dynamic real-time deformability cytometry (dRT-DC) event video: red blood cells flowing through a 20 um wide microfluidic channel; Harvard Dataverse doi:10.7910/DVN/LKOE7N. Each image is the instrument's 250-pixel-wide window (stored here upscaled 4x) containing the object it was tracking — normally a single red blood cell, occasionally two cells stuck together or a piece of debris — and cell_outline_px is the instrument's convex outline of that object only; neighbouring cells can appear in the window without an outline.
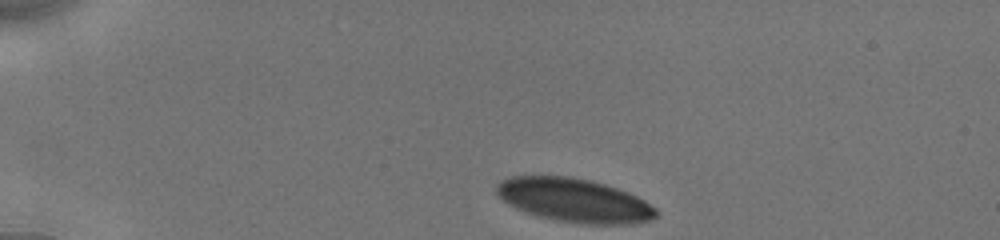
{"species": "human", "species_latin": "Homo sapiens", "temperature_condition": "cold", "stored_images_in_passage": 12, "camera_frame_rate_fps": 3000, "um_per_image_px": 0.085, "donor": {"sex": "male"}, "frame": {"image": 1, "passage_image": 1, "time_ms": 0.0, "image_size_px": [1000, 240], "cell_outline_px": [[660, 212], [656, 216], [648, 220], [632, 224], [588, 224], [556, 220], [540, 216], [516, 208], [508, 204], [496, 192], [496, 184], [500, 180], [512, 176], [568, 176], [592, 180], [628, 192], [644, 200], [656, 208]], "centroid_in_image_um": [48.82, 17.01], "position_along_channel_um": 36.2, "area_um2": 40.46}}